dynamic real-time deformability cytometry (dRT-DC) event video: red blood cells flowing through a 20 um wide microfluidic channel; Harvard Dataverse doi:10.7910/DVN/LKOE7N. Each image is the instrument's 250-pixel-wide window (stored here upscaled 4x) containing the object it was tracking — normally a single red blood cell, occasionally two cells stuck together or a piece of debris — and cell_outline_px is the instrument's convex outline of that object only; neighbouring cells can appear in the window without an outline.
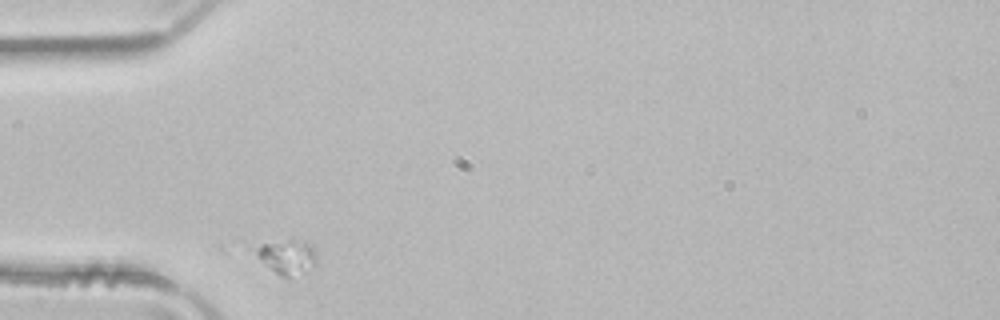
{"species": "common noctule bat (a hibernating species)", "species_latin": "Nyctalus noctula", "temperature_condition": "room temperature", "stored_images_in_passage": 2, "camera_frame_rate_fps": 3000, "um_per_image_px": 0.085, "animal": {"sex": "male", "body_mass_g": 21.5, "forearm_length_mm": 52.0}, "frame": {"image": 1, "passage_image": 1, "time_ms": 0.0, "image_size_px": [1000, 320], "cell_outline_px": [[316, 264], [312, 268], [288, 276], [280, 276], [264, 264], [248, 248], [244, 240], [308, 240], [312, 244], [316, 252]], "centroid_in_image_um": [24.18, 21.68], "position_along_channel_um": 60.8, "area_um2": 13.53}}